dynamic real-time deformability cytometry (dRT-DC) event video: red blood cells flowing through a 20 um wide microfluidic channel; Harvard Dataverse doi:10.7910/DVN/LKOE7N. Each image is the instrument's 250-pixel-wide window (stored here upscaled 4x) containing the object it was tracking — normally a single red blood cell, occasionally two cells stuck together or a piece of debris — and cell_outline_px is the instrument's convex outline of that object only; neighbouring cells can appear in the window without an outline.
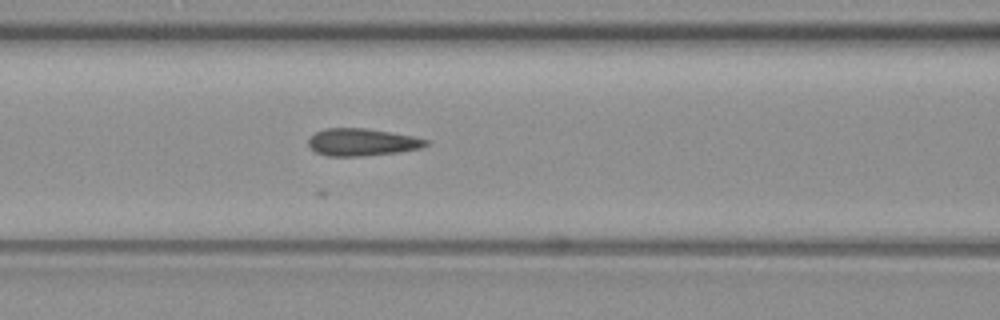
{"species": "common noctule bat (a hibernating species)", "species_latin": "Nyctalus noctula", "temperature_condition": "warm", "stored_images_in_passage": 20, "camera_frame_rate_fps": 3000, "um_per_image_px": 0.085, "animal": {"sex": "female", "body_mass_g": 19.3, "forearm_length_mm": 54.1}, "frame": {"image": 1, "passage_image": 6, "time_ms": 1.667, "image_size_px": [1000, 320], "cell_outline_px": [[428, 144], [420, 148], [400, 152], [364, 156], [328, 156], [316, 152], [308, 144], [308, 140], [316, 132], [324, 128], [364, 128], [412, 136], [428, 140]], "centroid_in_image_um": [30.76, 12.09], "position_along_channel_um": 135.8, "area_um2": 18.55}}
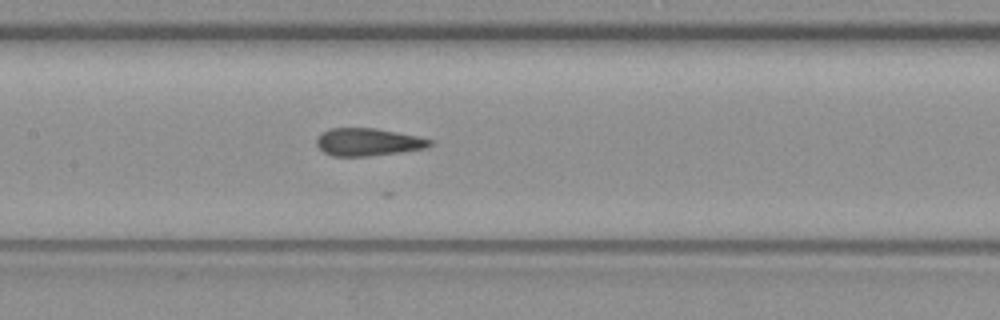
{"frame": {"image": 2, "passage_image": 9, "time_ms": 2.667, "image_size_px": [1000, 320], "cell_outline_px": [[432, 144], [424, 148], [400, 152], [368, 156], [332, 156], [324, 152], [316, 144], [316, 140], [320, 132], [328, 128], [376, 128], [416, 136], [432, 140]], "centroid_in_image_um": [31.22, 12.06], "position_along_channel_um": 176.2, "area_um2": 18.15}}
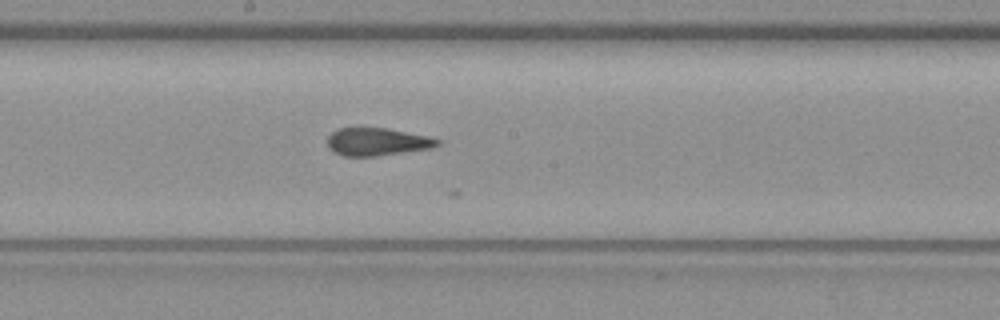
{"frame": {"image": 3, "passage_image": 12, "time_ms": 3.667, "image_size_px": [1000, 320], "cell_outline_px": [[444, 140], [440, 144], [432, 148], [376, 156], [344, 156], [328, 148], [328, 136], [332, 132], [340, 128], [388, 128], [428, 136]], "centroid_in_image_um": [32.11, 12.05], "position_along_channel_um": 216.1, "area_um2": 17.8}}